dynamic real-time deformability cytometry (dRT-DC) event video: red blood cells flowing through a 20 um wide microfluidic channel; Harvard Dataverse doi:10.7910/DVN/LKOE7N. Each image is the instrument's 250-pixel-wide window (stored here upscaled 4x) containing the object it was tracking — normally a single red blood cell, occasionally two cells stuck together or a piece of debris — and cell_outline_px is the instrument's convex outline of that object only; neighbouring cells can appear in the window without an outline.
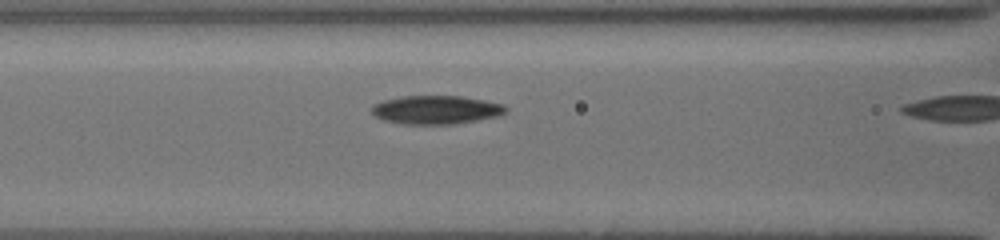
{"species": "common noctule bat (a hibernating species)", "species_latin": "Nyctalus noctula", "temperature_condition": "cold", "stored_images_in_passage": 10, "camera_frame_rate_fps": 3000, "um_per_image_px": 0.085, "animal": {"sex": "female", "body_mass_g": 19.5, "forearm_length_mm": 54.1}, "frame": {"image": 1, "passage_image": 9, "time_ms": 2.667, "image_size_px": [1000, 240], "cell_outline_px": [[508, 112], [496, 116], [456, 124], [404, 124], [384, 120], [376, 116], [372, 112], [372, 104], [384, 100], [400, 96], [460, 96], [484, 100], [504, 104], [508, 108]], "centroid_in_image_um": [37.08, 9.33], "position_along_channel_um": 129.5, "area_um2": 22.31}}